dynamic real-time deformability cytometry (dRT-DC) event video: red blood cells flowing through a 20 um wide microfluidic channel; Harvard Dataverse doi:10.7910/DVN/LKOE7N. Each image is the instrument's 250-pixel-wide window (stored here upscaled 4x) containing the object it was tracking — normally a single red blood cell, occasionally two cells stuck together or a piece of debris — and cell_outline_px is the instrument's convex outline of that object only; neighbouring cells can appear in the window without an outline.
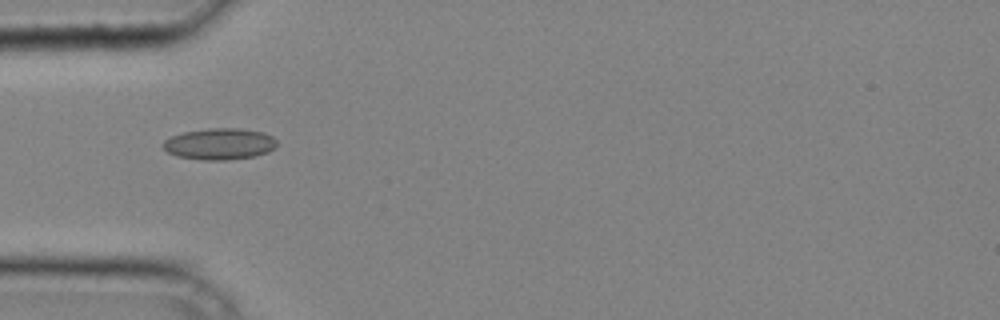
{"species": "common noctule bat (a hibernating species)", "species_latin": "Nyctalus noctula", "temperature_condition": "cold", "stored_images_in_passage": 38, "camera_frame_rate_fps": 3000, "um_per_image_px": 0.085, "animal": {"sex": "male", "body_mass_g": 20.4}, "frame": {"image": 1, "passage_image": 13, "time_ms": 4.0, "image_size_px": [1000, 320], "cell_outline_px": [[276, 148], [268, 152], [256, 156], [228, 160], [204, 160], [176, 156], [168, 152], [160, 144], [164, 140], [172, 136], [184, 132], [208, 128], [236, 128], [264, 132], [272, 136], [276, 140]], "centroid_in_image_um": [18.67, 12.24], "position_along_channel_um": 66.3, "area_um2": 20.98}}
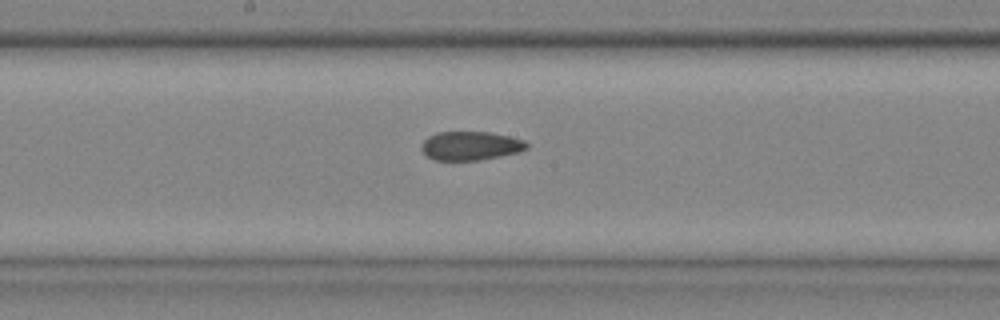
{"frame": {"image": 2, "passage_image": 22, "time_ms": 7.0, "image_size_px": [1000, 320], "cell_outline_px": [[528, 148], [520, 152], [480, 160], [432, 160], [420, 148], [420, 144], [428, 136], [436, 132], [488, 132], [508, 136], [524, 140], [528, 144]], "centroid_in_image_um": [39.98, 12.39], "position_along_channel_um": 208.2, "area_um2": 17.74}}
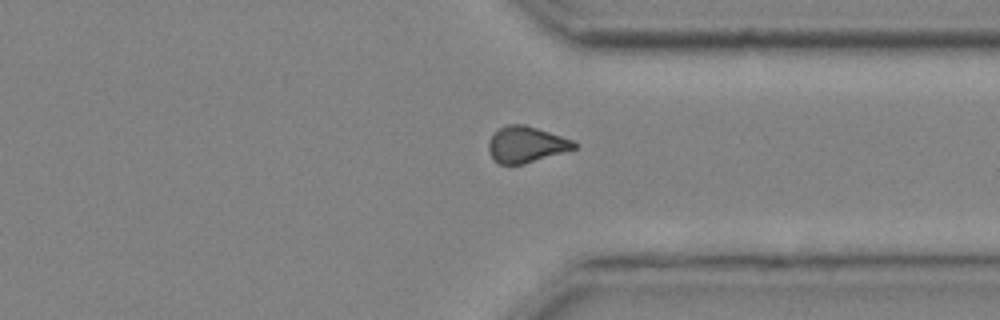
{"frame": {"image": 3, "passage_image": 32, "time_ms": 10.333, "image_size_px": [1000, 320], "cell_outline_px": [[580, 144], [576, 148], [564, 152], [524, 164], [500, 164], [492, 156], [488, 148], [488, 140], [500, 128], [508, 124], [524, 124], [572, 140]], "centroid_in_image_um": [44.73, 12.28], "position_along_channel_um": 366.7, "area_um2": 17.74}}